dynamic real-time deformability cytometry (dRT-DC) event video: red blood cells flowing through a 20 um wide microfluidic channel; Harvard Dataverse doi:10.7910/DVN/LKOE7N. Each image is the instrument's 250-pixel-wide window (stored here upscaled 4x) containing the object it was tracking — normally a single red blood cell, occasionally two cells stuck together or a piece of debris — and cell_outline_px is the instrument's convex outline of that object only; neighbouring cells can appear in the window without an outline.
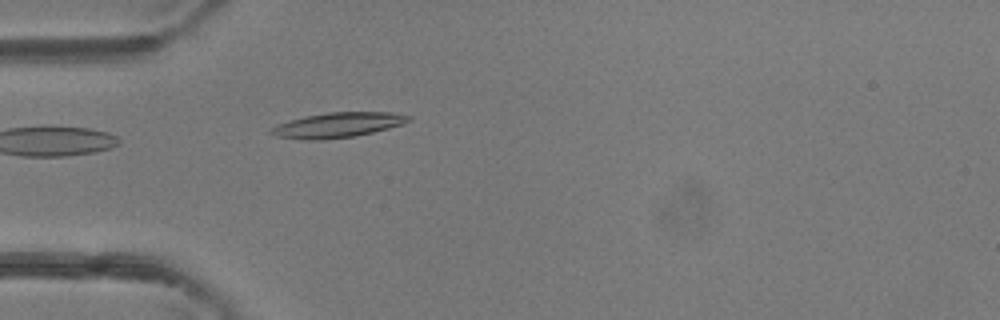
{"species": "common noctule bat (a hibernating species)", "species_latin": "Nyctalus noctula", "temperature_condition": "room temperature", "stored_images_in_passage": 34, "camera_frame_rate_fps": 3000, "um_per_image_px": 0.085, "animal": {"sex": "female"}, "frame": {"image": 1, "passage_image": 1, "time_ms": 0.0, "image_size_px": [1000, 320], "cell_outline_px": [[412, 120], [388, 128], [372, 132], [352, 136], [324, 140], [300, 140], [276, 136], [268, 132], [272, 128], [280, 124], [304, 116], [328, 112], [392, 112], [412, 116]], "centroid_in_image_um": [28.71, 10.63], "position_along_channel_um": 56.3, "area_um2": 19.88}}
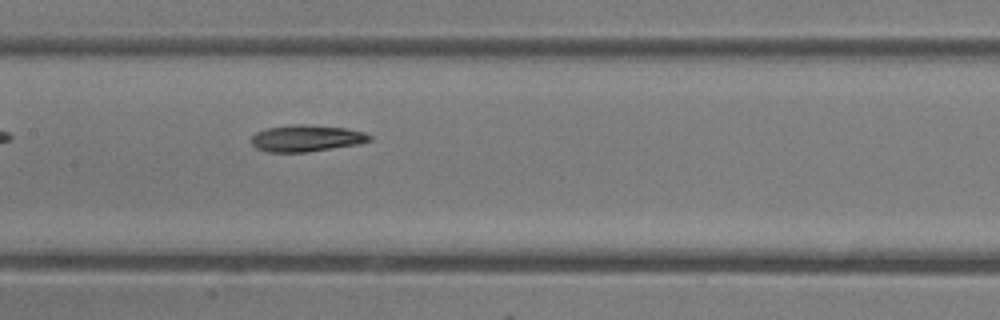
{"frame": {"image": 2, "passage_image": 10, "time_ms": 3.0, "image_size_px": [1000, 320], "cell_outline_px": [[372, 140], [356, 144], [308, 152], [268, 152], [256, 148], [252, 144], [252, 136], [256, 132], [268, 128], [296, 124], [304, 124], [344, 128], [364, 132], [372, 136]], "centroid_in_image_um": [26.03, 11.75], "position_along_channel_um": 181.4, "area_um2": 18.15}}
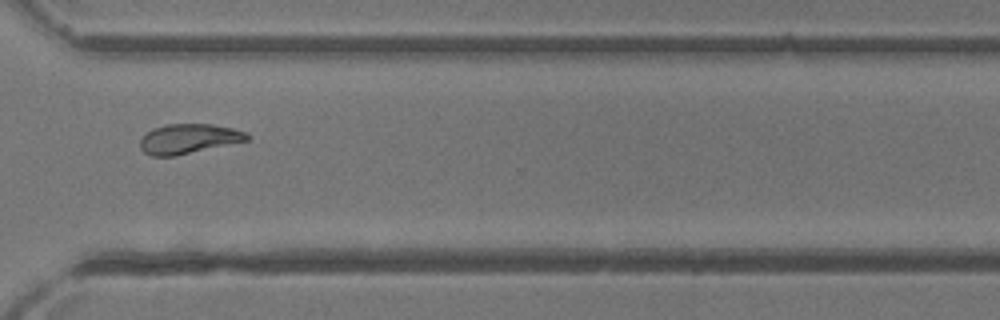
{"frame": {"image": 3, "passage_image": 22, "time_ms": 7.0, "image_size_px": [1000, 320], "cell_outline_px": [[252, 140], [176, 156], [152, 156], [144, 152], [140, 148], [140, 140], [152, 128], [168, 124], [212, 124], [232, 128], [248, 132], [252, 136]], "centroid_in_image_um": [16.11, 11.8], "position_along_channel_um": 354.5, "area_um2": 18.84}, "authors_computed_cell_mechanics": {"area_um2": 18.7272, "velocity_mm_per_s": 4.3415, "shape_relaxation_time_tau1_ms": 4.8911, "shape_relaxation_time_tau2_ms": 4.0738, "deformation_change_tau1": 0.158, "deformation_change_tau2": 0.1184}}